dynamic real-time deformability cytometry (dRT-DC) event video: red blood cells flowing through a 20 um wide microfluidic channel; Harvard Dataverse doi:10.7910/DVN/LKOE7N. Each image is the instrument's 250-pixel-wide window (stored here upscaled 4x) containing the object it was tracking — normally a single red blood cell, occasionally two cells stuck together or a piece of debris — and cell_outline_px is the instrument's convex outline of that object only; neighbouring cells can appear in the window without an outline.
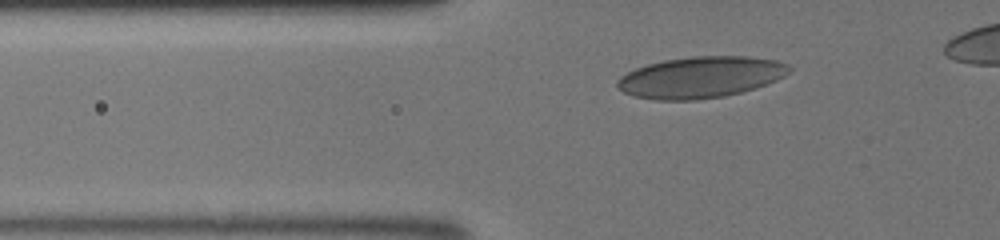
{"species": "human", "species_latin": "Homo sapiens", "temperature_condition": "room temperature", "stored_images_in_passage": 34, "camera_frame_rate_fps": 3000, "um_per_image_px": 0.085, "donor": {"sex": "male"}, "frame": {"image": 1, "passage_image": 8, "time_ms": 2.333, "image_size_px": [1000, 240], "cell_outline_px": [[792, 72], [776, 80], [756, 88], [724, 96], [696, 100], [656, 100], [636, 96], [624, 92], [616, 88], [616, 80], [620, 76], [636, 68], [648, 64], [664, 60], [692, 56], [748, 56], [776, 60], [788, 64], [792, 68]], "centroid_in_image_um": [59.57, 6.56], "position_along_channel_um": 66.2, "area_um2": 41.56}}
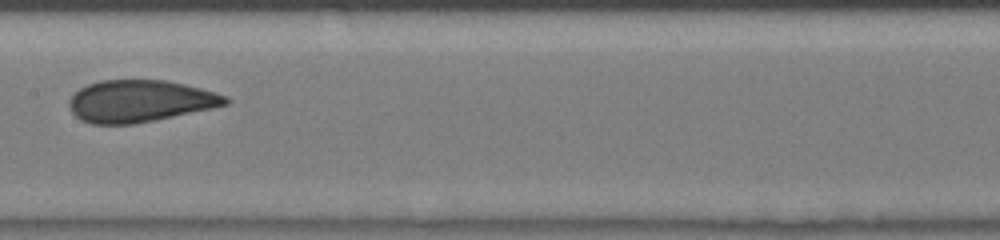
{"frame": {"image": 2, "passage_image": 17, "time_ms": 5.333, "image_size_px": [1000, 240], "cell_outline_px": [[232, 100], [228, 104], [212, 108], [156, 120], [132, 124], [92, 124], [80, 120], [72, 112], [68, 104], [68, 100], [80, 88], [88, 84], [100, 80], [168, 80], [216, 92], [228, 96]], "centroid_in_image_um": [11.91, 8.59], "position_along_channel_um": 195.5, "area_um2": 38.38}}
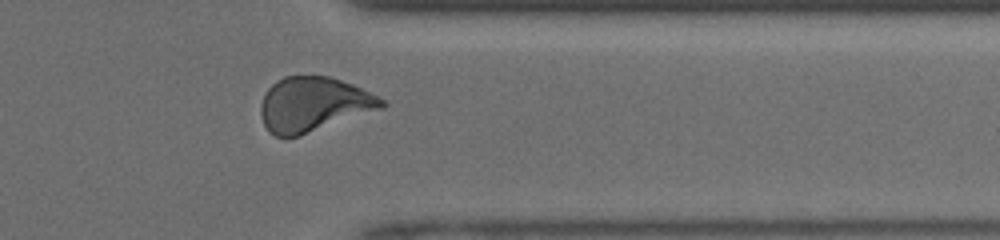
{"frame": {"image": 3, "passage_image": 29, "time_ms": 9.333, "image_size_px": [1000, 240], "cell_outline_px": [[388, 104], [384, 108], [300, 136], [276, 136], [268, 132], [264, 124], [260, 112], [260, 104], [268, 88], [276, 80], [284, 76], [328, 76], [352, 84], [384, 100]], "centroid_in_image_um": [26.64, 8.88], "position_along_channel_um": 384.8, "area_um2": 38.38}}